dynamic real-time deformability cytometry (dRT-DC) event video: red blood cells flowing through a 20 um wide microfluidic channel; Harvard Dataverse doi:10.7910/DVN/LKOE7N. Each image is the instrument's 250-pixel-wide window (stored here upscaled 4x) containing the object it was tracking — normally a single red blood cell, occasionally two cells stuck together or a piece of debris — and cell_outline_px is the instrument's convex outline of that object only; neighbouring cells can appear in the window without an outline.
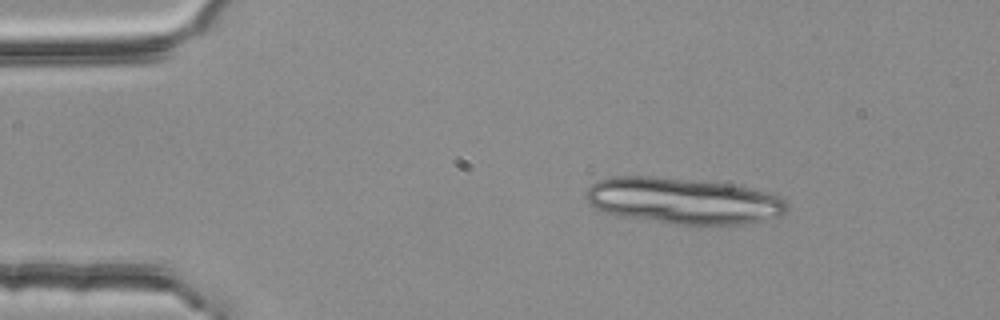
{"species": "common noctule bat (a hibernating species)", "species_latin": "Nyctalus noctula", "temperature_condition": "room temperature", "stored_images_in_passage": 2, "camera_frame_rate_fps": 3000, "um_per_image_px": 0.085, "animal": {"sex": "female", "body_mass_g": 25.1}, "frame": {"image": 1, "passage_image": 1, "time_ms": 0.0, "image_size_px": [1000, 320], "cell_outline_px": [[788, 208], [784, 216], [748, 224], [720, 228], [704, 228], [668, 224], [616, 216], [604, 212], [596, 208], [584, 196], [584, 192], [592, 184], [600, 180], [612, 176], [656, 176], [728, 184], [768, 192], [780, 196], [788, 204]], "centroid_in_image_um": [58.14, 17.14], "position_along_channel_um": 26.9, "area_um2": 55.95}}